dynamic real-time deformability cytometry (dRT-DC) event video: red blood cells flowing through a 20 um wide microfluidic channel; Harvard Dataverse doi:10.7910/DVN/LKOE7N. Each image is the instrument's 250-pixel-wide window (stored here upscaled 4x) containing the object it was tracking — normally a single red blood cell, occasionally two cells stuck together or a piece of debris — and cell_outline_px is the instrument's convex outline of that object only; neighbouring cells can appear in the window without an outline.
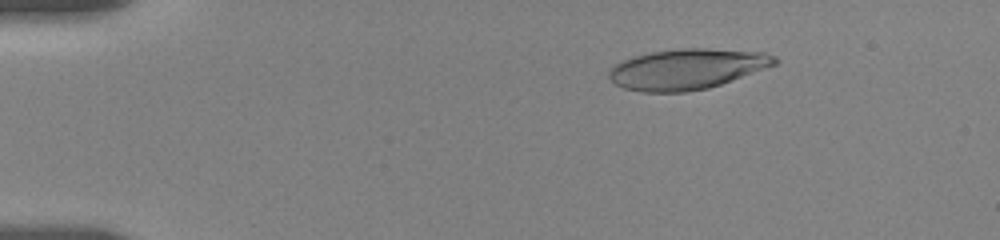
{"species": "human", "species_latin": "Homo sapiens", "temperature_condition": "room temperature", "stored_images_in_passage": 56, "camera_frame_rate_fps": 3000, "um_per_image_px": 0.085, "donor": {"sex": "female"}, "frame": {"image": 1, "passage_image": 9, "time_ms": 2.667, "image_size_px": [1000, 240], "cell_outline_px": [[780, 60], [776, 64], [720, 84], [708, 88], [684, 92], [640, 92], [624, 88], [616, 84], [608, 76], [608, 72], [616, 64], [624, 60], [636, 56], [652, 52], [680, 48], [704, 48], [764, 52], [776, 56]], "centroid_in_image_um": [58.41, 5.87], "position_along_channel_um": 26.6, "area_um2": 38.78}}
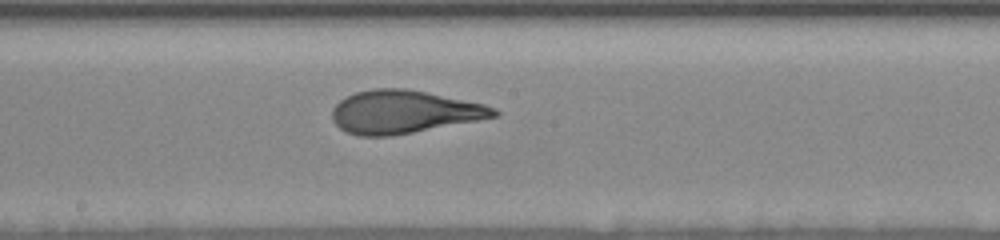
{"frame": {"image": 2, "passage_image": 31, "time_ms": 10.0, "image_size_px": [1000, 240], "cell_outline_px": [[500, 112], [496, 116], [476, 120], [392, 136], [360, 136], [348, 132], [340, 128], [332, 120], [332, 108], [340, 100], [356, 92], [372, 88], [404, 88], [484, 104], [496, 108]], "centroid_in_image_um": [34.28, 9.51], "position_along_channel_um": 213.9, "area_um2": 40.06}}
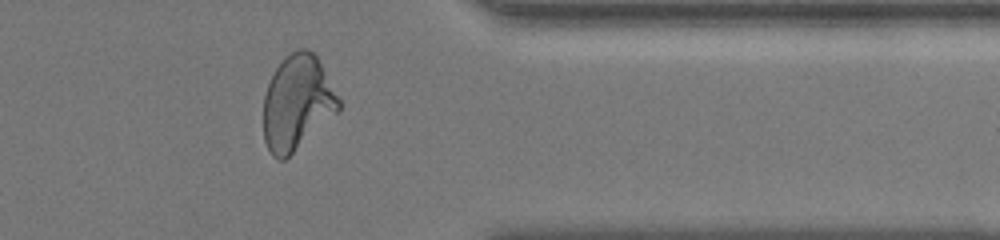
{"frame": {"image": 3, "passage_image": 46, "time_ms": 15.0, "image_size_px": [1000, 240], "cell_outline_px": [[340, 112], [284, 160], [280, 160], [272, 156], [264, 140], [264, 96], [268, 84], [276, 68], [292, 52], [300, 48], [308, 48], [316, 56], [340, 100]], "centroid_in_image_um": [25.27, 8.77], "position_along_channel_um": 386.1, "area_um2": 41.21}, "authors_computed_cell_mechanics": {"area_um2": 40.1132, "velocity_mm_per_s": 3.6182, "shape_relaxation_time_tau1_ms": 5.7458, "shape_relaxation_time_tau2_ms": 0.8874, "deformation_change_tau1": 0.241, "deformation_change_tau2": 0.0913}}